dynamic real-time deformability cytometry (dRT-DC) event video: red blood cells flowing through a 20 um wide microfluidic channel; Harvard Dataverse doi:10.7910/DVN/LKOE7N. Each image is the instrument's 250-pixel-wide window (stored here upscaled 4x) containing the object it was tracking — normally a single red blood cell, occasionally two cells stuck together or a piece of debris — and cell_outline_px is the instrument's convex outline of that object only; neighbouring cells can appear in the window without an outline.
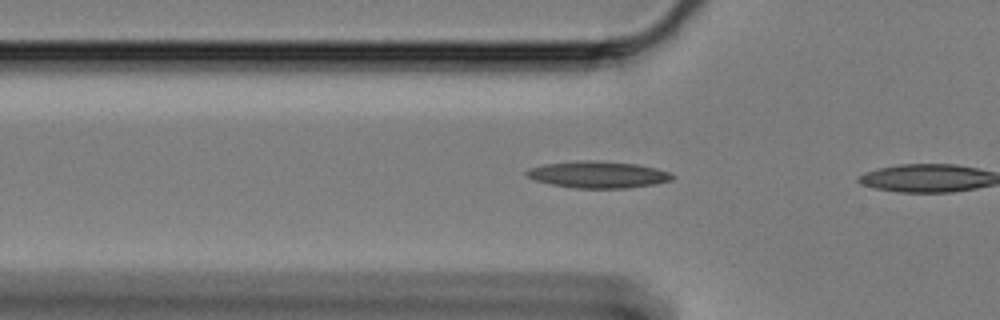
{"species": "Egyptian fruit bat (a non-hibernating species)", "species_latin": "Rousettus aegyptiacus", "temperature_condition": "cold", "stored_images_in_passage": 7, "camera_frame_rate_fps": 3000, "um_per_image_px": 0.085, "animal": {"sex": "female"}, "frame": {"image": 1, "passage_image": 6, "time_ms": 1.667, "image_size_px": [1000, 320], "cell_outline_px": [[676, 176], [672, 180], [656, 184], [628, 188], [576, 188], [552, 184], [536, 180], [524, 176], [524, 172], [528, 168], [544, 164], [576, 160], [600, 160], [636, 164], [656, 168], [672, 172]], "centroid_in_image_um": [50.85, 14.83], "position_along_channel_um": 75.0, "area_um2": 23.06}}